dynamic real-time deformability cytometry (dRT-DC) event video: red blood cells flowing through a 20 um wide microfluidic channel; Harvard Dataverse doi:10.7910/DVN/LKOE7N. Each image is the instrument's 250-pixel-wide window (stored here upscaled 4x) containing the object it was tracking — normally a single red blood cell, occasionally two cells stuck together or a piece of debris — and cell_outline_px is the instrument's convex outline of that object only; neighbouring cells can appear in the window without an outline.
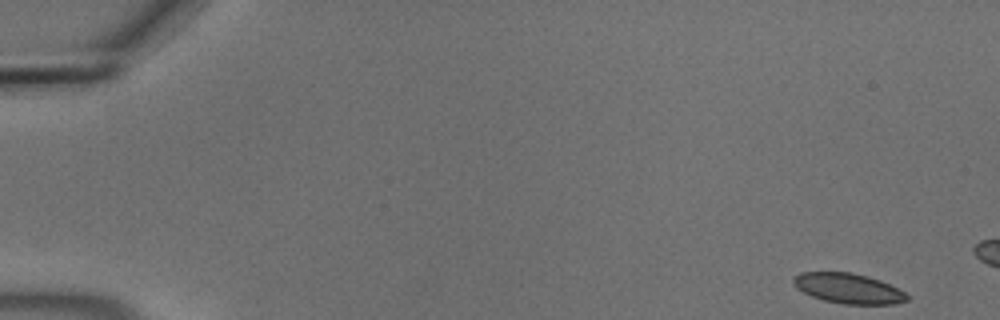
{"species": "common noctule bat (a hibernating species)", "species_latin": "Nyctalus noctula", "temperature_condition": "cold", "stored_images_in_passage": 13, "camera_frame_rate_fps": 3000, "um_per_image_px": 0.085, "animal": {"sex": "male", "body_mass_g": 18.8}, "frame": {"image": 1, "passage_image": 1, "time_ms": 0.0, "image_size_px": [1000, 320], "cell_outline_px": [[908, 300], [896, 304], [844, 304], [824, 300], [812, 296], [796, 288], [792, 284], [792, 276], [800, 272], [852, 272], [868, 276], [880, 280], [904, 292], [908, 296]], "centroid_in_image_um": [72.06, 24.5], "position_along_channel_um": 12.9, "area_um2": 20.0}}